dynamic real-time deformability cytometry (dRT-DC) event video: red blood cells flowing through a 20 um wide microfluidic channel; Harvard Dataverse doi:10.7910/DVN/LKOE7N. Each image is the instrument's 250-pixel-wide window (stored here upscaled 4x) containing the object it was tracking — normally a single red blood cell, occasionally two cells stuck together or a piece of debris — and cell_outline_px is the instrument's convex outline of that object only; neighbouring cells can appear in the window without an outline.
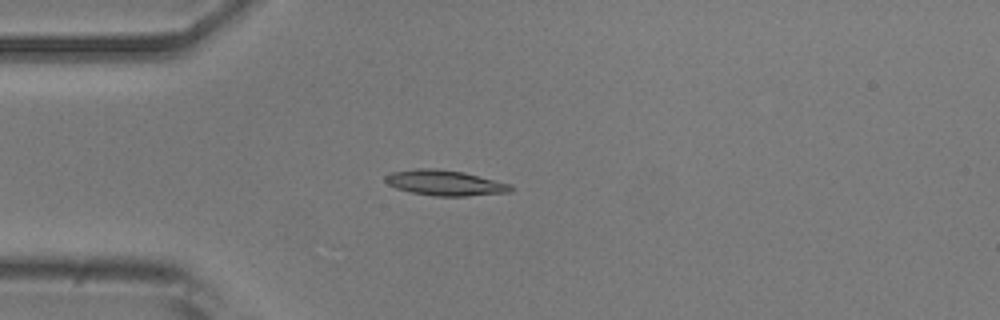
{"species": "common noctule bat (a hibernating species)", "species_latin": "Nyctalus noctula", "temperature_condition": "room temperature", "stored_images_in_passage": 29, "camera_frame_rate_fps": 3000, "um_per_image_px": 0.085, "animal": {"sex": "male", "body_mass_g": 20.5, "forearm_length_mm": 52.5}, "frame": {"image": 1, "passage_image": 1, "time_ms": 0.0, "image_size_px": [1000, 320], "cell_outline_px": [[516, 188], [512, 192], [468, 196], [436, 196], [412, 192], [396, 188], [388, 184], [384, 180], [384, 176], [392, 172], [416, 168], [436, 168], [464, 172], [512, 184]], "centroid_in_image_um": [37.87, 15.54], "position_along_channel_um": 47.1, "area_um2": 18.79}}
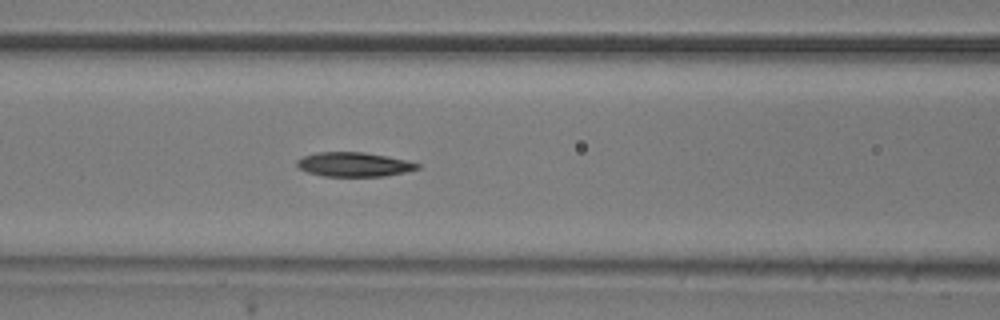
{"frame": {"image": 2, "passage_image": 9, "time_ms": 2.667, "image_size_px": [1000, 320], "cell_outline_px": [[420, 168], [404, 172], [384, 176], [324, 176], [308, 172], [300, 168], [296, 164], [296, 160], [304, 156], [316, 152], [364, 152], [388, 156], [408, 160], [420, 164]], "centroid_in_image_um": [30.1, 13.97], "position_along_channel_um": 136.5, "area_um2": 17.05}}
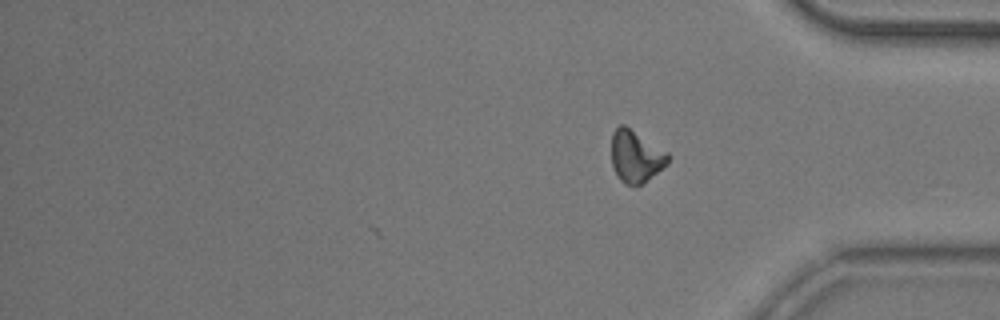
{"frame": {"image": 3, "passage_image": 29, "time_ms": 9.333, "image_size_px": [1000, 320], "cell_outline_px": [[672, 156], [668, 164], [640, 184], [624, 184], [616, 176], [612, 164], [612, 132], [620, 124], [624, 124], [668, 152]], "centroid_in_image_um": [54.05, 13.27], "position_along_channel_um": 381.2, "area_um2": 17.11}, "authors_computed_cell_mechanics": {"area_um2": 17.2822, "velocity_mm_per_s": 3.8253, "shape_relaxation_time_tau1_ms": 6.5406, "shape_relaxation_time_tau2_ms": null, "deformation_change_tau1": 0.161, "deformation_change_tau2": null}}